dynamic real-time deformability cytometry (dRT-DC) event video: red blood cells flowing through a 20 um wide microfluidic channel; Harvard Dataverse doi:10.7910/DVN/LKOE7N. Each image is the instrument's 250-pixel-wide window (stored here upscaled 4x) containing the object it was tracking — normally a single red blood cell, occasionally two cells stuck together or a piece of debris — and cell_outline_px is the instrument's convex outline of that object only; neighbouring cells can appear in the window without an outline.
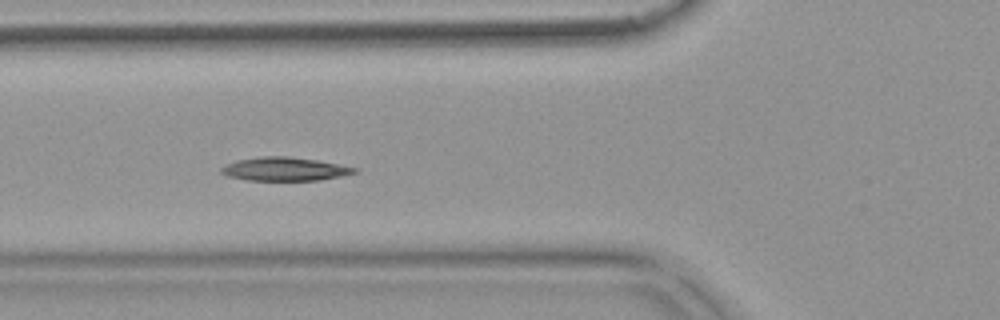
{"species": "common noctule bat (a hibernating species)", "species_latin": "Nyctalus noctula", "temperature_condition": "warm", "stored_images_in_passage": 12, "camera_frame_rate_fps": 3000, "um_per_image_px": 0.085, "animal": {"sex": "female", "body_mass_g": 18.4}, "frame": {"image": 1, "passage_image": 9, "time_ms": 2.667, "image_size_px": [1000, 320], "cell_outline_px": [[356, 172], [340, 176], [320, 180], [248, 180], [228, 176], [220, 172], [220, 168], [236, 160], [264, 156], [288, 156], [316, 160], [356, 168]], "centroid_in_image_um": [24.15, 14.37], "position_along_channel_um": 101.7, "area_um2": 17.92}}